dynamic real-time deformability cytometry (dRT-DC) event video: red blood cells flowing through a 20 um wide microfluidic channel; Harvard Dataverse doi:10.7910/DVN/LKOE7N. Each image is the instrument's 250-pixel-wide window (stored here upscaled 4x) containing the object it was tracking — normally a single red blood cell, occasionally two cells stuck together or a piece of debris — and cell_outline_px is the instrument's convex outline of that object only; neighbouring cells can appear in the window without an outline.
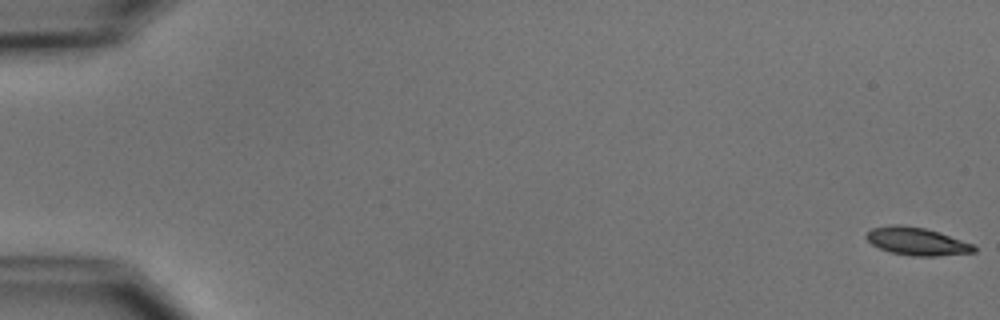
{"species": "common noctule bat (a hibernating species)", "species_latin": "Nyctalus noctula", "temperature_condition": "cold", "stored_images_in_passage": 55, "camera_frame_rate_fps": 3000, "um_per_image_px": 0.085, "animal": {"sex": "male", "body_mass_g": 15.6}, "frame": {"image": 1, "passage_image": 1, "time_ms": 0.0, "image_size_px": [1000, 320], "cell_outline_px": [[976, 252], [936, 256], [912, 256], [892, 252], [880, 248], [872, 244], [864, 236], [872, 228], [892, 224], [900, 224], [924, 228], [940, 232], [972, 244], [976, 248]], "centroid_in_image_um": [77.93, 20.51], "position_along_channel_um": 7.1, "area_um2": 17.34}}
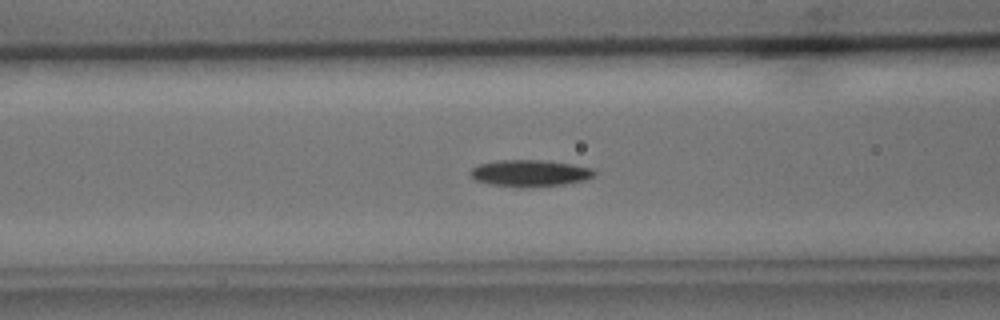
{"frame": {"image": 2, "passage_image": 23, "time_ms": 7.333, "image_size_px": [1000, 320], "cell_outline_px": [[596, 172], [592, 176], [584, 180], [564, 184], [520, 188], [492, 184], [476, 180], [468, 172], [472, 168], [480, 164], [496, 160], [544, 160], [572, 164], [592, 168]], "centroid_in_image_um": [45.02, 14.71], "position_along_channel_um": 121.6, "area_um2": 19.19}}
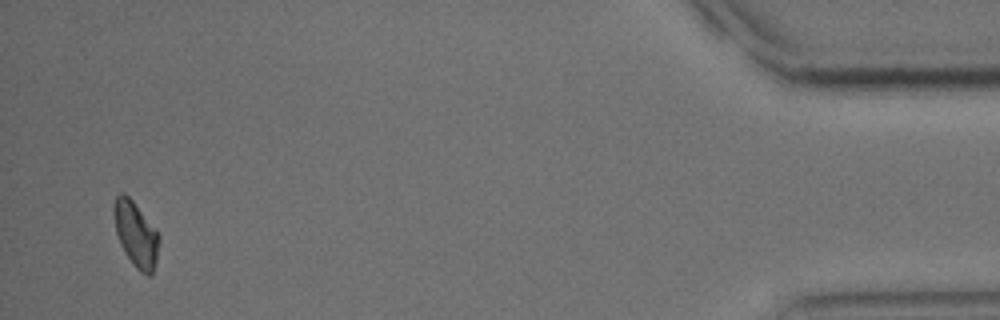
{"frame": {"image": 3, "passage_image": 53, "time_ms": 17.333, "image_size_px": [1000, 320], "cell_outline_px": [[160, 240], [156, 260], [152, 276], [148, 276], [140, 272], [132, 264], [124, 252], [120, 244], [116, 232], [112, 212], [112, 208], [116, 196], [120, 192], [124, 192], [132, 200], [160, 236]], "centroid_in_image_um": [11.52, 19.92], "position_along_channel_um": 423.7, "area_um2": 17.22}, "authors_computed_cell_mechanics": {"area_um2": 17.8602, "velocity_mm_per_s": 3.7697, "shape_relaxation_time_tau1_ms": 2.0692, "shape_relaxation_time_tau2_ms": null, "deformation_change_tau1": 0.0887, "deformation_change_tau2": null}}